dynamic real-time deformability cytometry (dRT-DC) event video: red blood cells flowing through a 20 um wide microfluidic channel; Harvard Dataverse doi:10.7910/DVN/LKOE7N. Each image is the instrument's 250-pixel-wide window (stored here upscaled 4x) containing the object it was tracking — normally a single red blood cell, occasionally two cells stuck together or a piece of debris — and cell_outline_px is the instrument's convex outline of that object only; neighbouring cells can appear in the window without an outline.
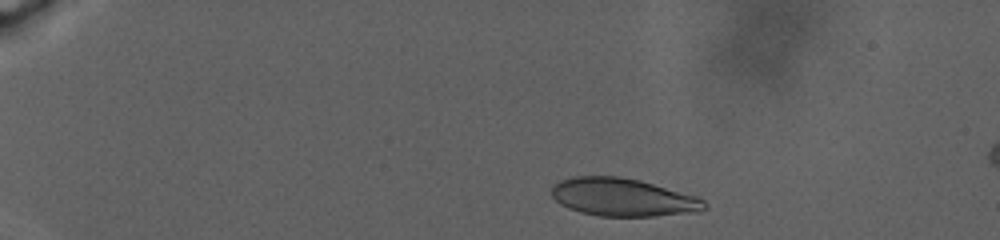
{"species": "human", "species_latin": "Homo sapiens", "temperature_condition": "warm", "stored_images_in_passage": 15, "camera_frame_rate_fps": 3000, "um_per_image_px": 0.085, "donor": {"sex": "male"}, "frame": {"image": 1, "passage_image": 4, "time_ms": 2.0, "image_size_px": [1000, 240], "cell_outline_px": [[708, 208], [700, 212], [656, 216], [600, 216], [580, 212], [568, 208], [560, 204], [552, 196], [552, 188], [560, 180], [572, 176], [620, 176], [640, 180], [696, 196], [704, 200], [708, 204]], "centroid_in_image_um": [52.98, 16.77], "position_along_channel_um": 32.0, "area_um2": 33.99}}
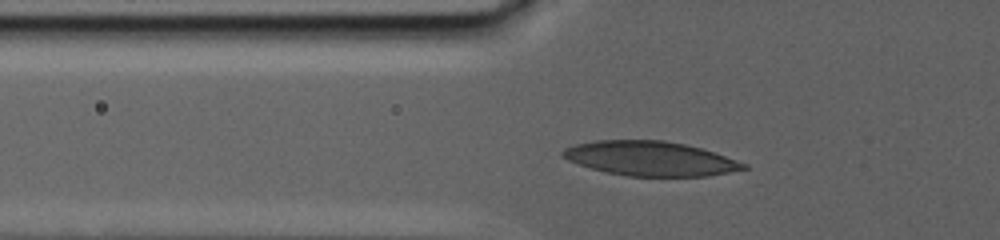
{"frame": {"image": 2, "passage_image": 12, "time_ms": 8.0, "image_size_px": [1000, 240], "cell_outline_px": [[748, 168], [708, 176], [628, 176], [604, 172], [568, 160], [560, 156], [560, 152], [564, 148], [576, 144], [596, 140], [664, 140], [684, 144], [700, 148], [748, 164]], "centroid_in_image_um": [55.23, 13.47], "position_along_channel_um": 70.6, "area_um2": 36.13}}